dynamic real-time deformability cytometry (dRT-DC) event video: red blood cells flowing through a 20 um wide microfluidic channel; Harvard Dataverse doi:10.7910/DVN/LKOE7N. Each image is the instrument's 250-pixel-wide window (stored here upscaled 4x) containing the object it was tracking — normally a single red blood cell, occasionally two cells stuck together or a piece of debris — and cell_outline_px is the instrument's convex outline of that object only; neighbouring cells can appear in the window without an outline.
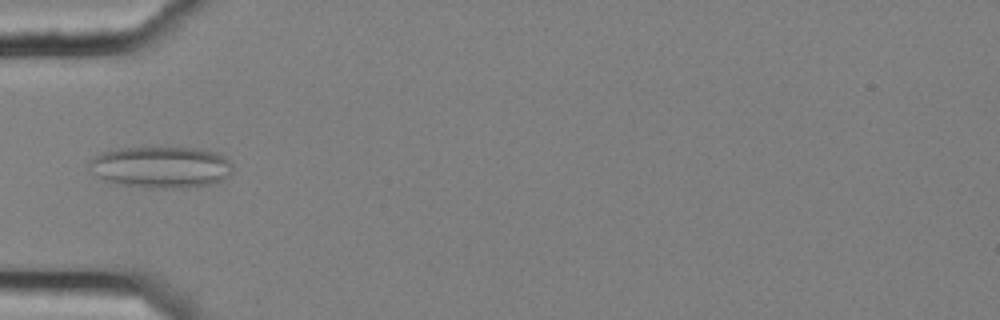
{"species": "common noctule bat (a hibernating species)", "species_latin": "Nyctalus noctula", "temperature_condition": "cold", "stored_images_in_passage": 5, "camera_frame_rate_fps": 3000, "um_per_image_px": 0.085, "animal": {"sex": "female", "body_mass_g": 25.1}, "frame": {"image": 1, "passage_image": 5, "time_ms": 1.333, "image_size_px": [1000, 320], "cell_outline_px": [[232, 172], [224, 180], [216, 184], [184, 188], [152, 188], [120, 184], [104, 180], [88, 168], [88, 160], [104, 152], [120, 148], [204, 148], [220, 152], [232, 164]], "centroid_in_image_um": [13.76, 14.21], "position_along_channel_um": 71.2, "area_um2": 35.08}}